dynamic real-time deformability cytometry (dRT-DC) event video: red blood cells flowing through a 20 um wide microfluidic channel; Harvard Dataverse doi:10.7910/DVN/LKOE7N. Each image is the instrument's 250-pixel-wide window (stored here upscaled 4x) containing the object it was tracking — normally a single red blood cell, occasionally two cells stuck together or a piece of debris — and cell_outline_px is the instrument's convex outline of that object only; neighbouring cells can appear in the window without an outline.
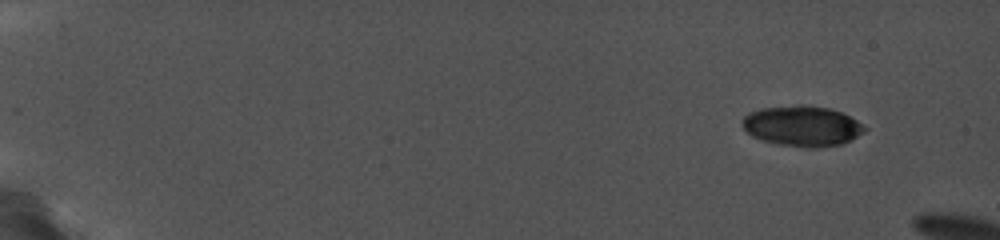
{"species": "common noctule bat (a hibernating species)", "species_latin": "Nyctalus noctula", "temperature_condition": "cold", "stored_images_in_passage": 14, "camera_frame_rate_fps": 5000, "um_per_image_px": 0.085, "animal": {"sex": "female", "body_mass_g": 19.0, "forearm_length_mm": 56.7}, "frame": {"image": 1, "passage_image": 1, "time_ms": 0.0, "image_size_px": [1000, 240], "cell_outline_px": [[868, 128], [864, 132], [852, 140], [840, 144], [812, 148], [780, 144], [764, 140], [752, 136], [740, 124], [740, 120], [748, 112], [760, 108], [796, 104], [804, 104], [828, 108], [840, 112], [864, 124]], "centroid_in_image_um": [68.17, 10.69], "position_along_channel_um": 16.8, "area_um2": 28.96}}